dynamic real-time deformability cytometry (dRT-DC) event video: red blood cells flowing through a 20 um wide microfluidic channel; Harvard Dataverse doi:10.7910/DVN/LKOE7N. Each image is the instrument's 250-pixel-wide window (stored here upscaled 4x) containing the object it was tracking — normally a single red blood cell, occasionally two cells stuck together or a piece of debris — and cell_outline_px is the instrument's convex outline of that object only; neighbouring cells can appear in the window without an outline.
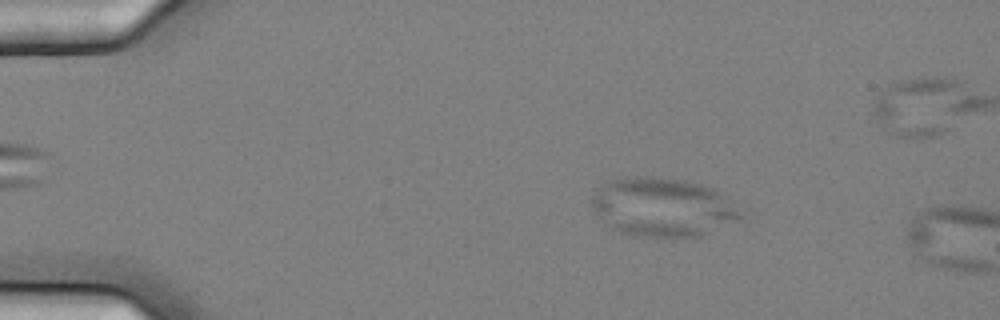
{"species": "common noctule bat (a hibernating species)", "species_latin": "Nyctalus noctula", "temperature_condition": "cold", "stored_images_in_passage": 12, "camera_frame_rate_fps": 3000, "um_per_image_px": 0.085, "animal": {"sex": "female", "body_mass_g": 25.1}, "frame": {"image": 1, "passage_image": 9, "time_ms": 2.667, "image_size_px": [1000, 320], "cell_outline_px": [[744, 216], [700, 236], [628, 236], [612, 228], [600, 216], [592, 204], [592, 196], [608, 180], [636, 176], [684, 180], [700, 184], [712, 188]], "centroid_in_image_um": [56.27, 17.61], "position_along_channel_um": 28.7, "area_um2": 49.48}}